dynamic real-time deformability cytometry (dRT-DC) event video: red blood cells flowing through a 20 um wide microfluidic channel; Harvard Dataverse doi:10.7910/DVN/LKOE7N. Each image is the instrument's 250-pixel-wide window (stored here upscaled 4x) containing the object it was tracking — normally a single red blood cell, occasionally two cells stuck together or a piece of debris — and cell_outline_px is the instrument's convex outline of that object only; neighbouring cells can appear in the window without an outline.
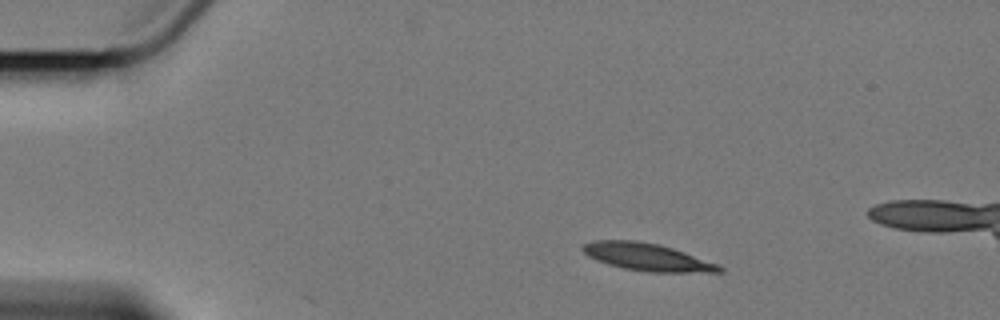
{"species": "Egyptian fruit bat (a non-hibernating species)", "species_latin": "Rousettus aegyptiacus", "temperature_condition": "cold", "stored_images_in_passage": 3, "camera_frame_rate_fps": 3000, "um_per_image_px": 0.085, "animal": {"sex": "female"}, "frame": {"image": 1, "passage_image": 1, "time_ms": 0.0, "image_size_px": [1000, 320], "cell_outline_px": [[724, 272], [648, 272], [624, 268], [608, 264], [596, 260], [588, 256], [580, 248], [584, 244], [596, 240], [636, 240], [656, 244], [672, 248], [720, 264], [724, 268]], "centroid_in_image_um": [55.03, 21.85], "position_along_channel_um": 30.0, "area_um2": 21.79}}